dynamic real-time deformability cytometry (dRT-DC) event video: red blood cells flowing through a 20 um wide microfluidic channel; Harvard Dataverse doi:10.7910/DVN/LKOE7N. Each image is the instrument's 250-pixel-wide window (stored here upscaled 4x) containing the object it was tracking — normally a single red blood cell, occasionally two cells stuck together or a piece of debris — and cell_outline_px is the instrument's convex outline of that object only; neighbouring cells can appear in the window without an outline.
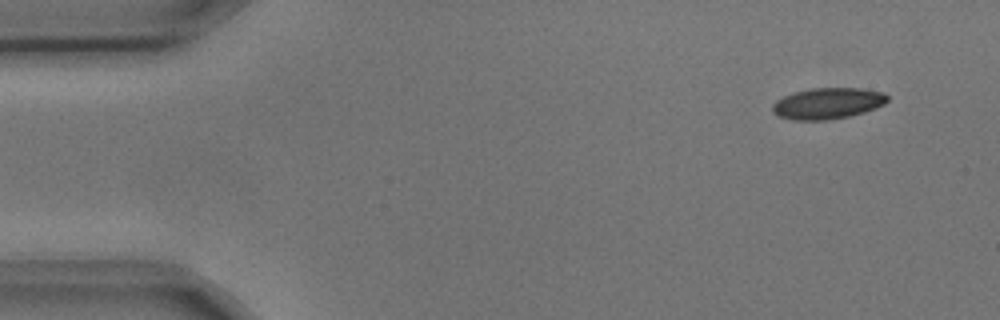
{"species": "common noctule bat (a hibernating species)", "species_latin": "Nyctalus noctula", "temperature_condition": "cold", "stored_images_in_passage": 4, "camera_frame_rate_fps": 3000, "um_per_image_px": 0.085, "animal": {"sex": "male", "body_mass_g": 17.9, "forearm_length_mm": 54.2}, "frame": {"image": 1, "passage_image": 1, "time_ms": 0.0, "image_size_px": [1000, 320], "cell_outline_px": [[888, 100], [884, 104], [876, 108], [864, 112], [848, 116], [828, 120], [792, 120], [780, 116], [772, 112], [772, 104], [776, 100], [792, 92], [812, 88], [860, 88], [884, 92], [888, 96]], "centroid_in_image_um": [70.35, 8.78], "position_along_channel_um": 14.7, "area_um2": 20.98}}
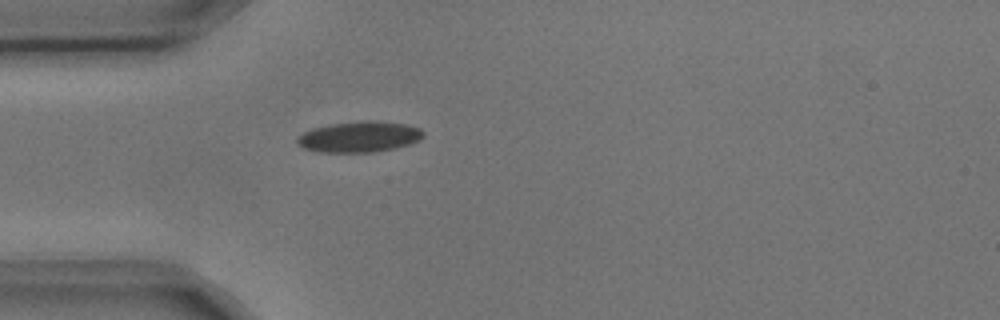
{"frame": {"image": 2, "passage_image": 4, "time_ms": 1.0, "image_size_px": [1000, 320], "cell_outline_px": [[424, 136], [420, 140], [396, 148], [372, 152], [320, 152], [304, 148], [296, 144], [296, 136], [312, 128], [332, 124], [368, 120], [408, 124], [420, 128], [424, 132]], "centroid_in_image_um": [30.54, 11.63], "position_along_channel_um": 54.5, "area_um2": 22.72}}